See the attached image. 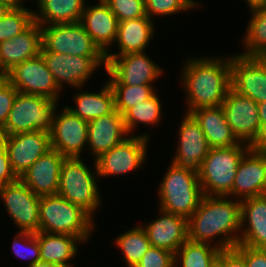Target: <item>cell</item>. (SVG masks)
Listing matches in <instances>:
<instances>
[{"label":"cell","instance_id":"cell-1","mask_svg":"<svg viewBox=\"0 0 266 267\" xmlns=\"http://www.w3.org/2000/svg\"><path fill=\"white\" fill-rule=\"evenodd\" d=\"M187 229L188 240L211 244L219 236L216 247L220 250L235 248L241 232L240 201L203 195L198 208L187 220Z\"/></svg>","mask_w":266,"mask_h":267},{"label":"cell","instance_id":"cell-2","mask_svg":"<svg viewBox=\"0 0 266 267\" xmlns=\"http://www.w3.org/2000/svg\"><path fill=\"white\" fill-rule=\"evenodd\" d=\"M186 61L181 77L189 105L186 113L221 106L231 88L230 58L194 57Z\"/></svg>","mask_w":266,"mask_h":267},{"label":"cell","instance_id":"cell-3","mask_svg":"<svg viewBox=\"0 0 266 267\" xmlns=\"http://www.w3.org/2000/svg\"><path fill=\"white\" fill-rule=\"evenodd\" d=\"M92 218L82 207L58 194L40 196V232L73 235L85 242L95 229Z\"/></svg>","mask_w":266,"mask_h":267},{"label":"cell","instance_id":"cell-4","mask_svg":"<svg viewBox=\"0 0 266 267\" xmlns=\"http://www.w3.org/2000/svg\"><path fill=\"white\" fill-rule=\"evenodd\" d=\"M170 164L158 190L159 209L188 220L203 197L198 174Z\"/></svg>","mask_w":266,"mask_h":267},{"label":"cell","instance_id":"cell-5","mask_svg":"<svg viewBox=\"0 0 266 267\" xmlns=\"http://www.w3.org/2000/svg\"><path fill=\"white\" fill-rule=\"evenodd\" d=\"M249 149L246 143L211 148L198 174L203 195L227 196L232 190L238 164Z\"/></svg>","mask_w":266,"mask_h":267},{"label":"cell","instance_id":"cell-6","mask_svg":"<svg viewBox=\"0 0 266 267\" xmlns=\"http://www.w3.org/2000/svg\"><path fill=\"white\" fill-rule=\"evenodd\" d=\"M94 165L95 173L84 164L81 158H65L60 169V184L57 193L71 203L82 207L92 217L101 203V195L96 184L99 177L96 162Z\"/></svg>","mask_w":266,"mask_h":267},{"label":"cell","instance_id":"cell-7","mask_svg":"<svg viewBox=\"0 0 266 267\" xmlns=\"http://www.w3.org/2000/svg\"><path fill=\"white\" fill-rule=\"evenodd\" d=\"M58 101L18 92L3 126L9 135L45 131L50 133Z\"/></svg>","mask_w":266,"mask_h":267},{"label":"cell","instance_id":"cell-8","mask_svg":"<svg viewBox=\"0 0 266 267\" xmlns=\"http://www.w3.org/2000/svg\"><path fill=\"white\" fill-rule=\"evenodd\" d=\"M42 49L73 56L105 57L80 22L41 26Z\"/></svg>","mask_w":266,"mask_h":267},{"label":"cell","instance_id":"cell-9","mask_svg":"<svg viewBox=\"0 0 266 267\" xmlns=\"http://www.w3.org/2000/svg\"><path fill=\"white\" fill-rule=\"evenodd\" d=\"M149 134L127 137L108 152L103 153L94 162L99 177L128 174L145 163Z\"/></svg>","mask_w":266,"mask_h":267},{"label":"cell","instance_id":"cell-10","mask_svg":"<svg viewBox=\"0 0 266 267\" xmlns=\"http://www.w3.org/2000/svg\"><path fill=\"white\" fill-rule=\"evenodd\" d=\"M41 55L60 90L63 89V82L81 89L101 64L106 70L105 57L73 56L50 51H41Z\"/></svg>","mask_w":266,"mask_h":267},{"label":"cell","instance_id":"cell-11","mask_svg":"<svg viewBox=\"0 0 266 267\" xmlns=\"http://www.w3.org/2000/svg\"><path fill=\"white\" fill-rule=\"evenodd\" d=\"M7 80L18 92L58 101L61 94L42 55L16 64L7 72Z\"/></svg>","mask_w":266,"mask_h":267},{"label":"cell","instance_id":"cell-12","mask_svg":"<svg viewBox=\"0 0 266 267\" xmlns=\"http://www.w3.org/2000/svg\"><path fill=\"white\" fill-rule=\"evenodd\" d=\"M106 59L109 85H145L161 77L162 69L145 52L129 53Z\"/></svg>","mask_w":266,"mask_h":267},{"label":"cell","instance_id":"cell-13","mask_svg":"<svg viewBox=\"0 0 266 267\" xmlns=\"http://www.w3.org/2000/svg\"><path fill=\"white\" fill-rule=\"evenodd\" d=\"M0 198L20 231L39 232L40 196L18 179L1 188Z\"/></svg>","mask_w":266,"mask_h":267},{"label":"cell","instance_id":"cell-14","mask_svg":"<svg viewBox=\"0 0 266 267\" xmlns=\"http://www.w3.org/2000/svg\"><path fill=\"white\" fill-rule=\"evenodd\" d=\"M61 113H54L50 132L51 149L65 158H81L87 146L88 122L73 114L67 106Z\"/></svg>","mask_w":266,"mask_h":267},{"label":"cell","instance_id":"cell-15","mask_svg":"<svg viewBox=\"0 0 266 267\" xmlns=\"http://www.w3.org/2000/svg\"><path fill=\"white\" fill-rule=\"evenodd\" d=\"M231 88L256 103L266 102V60L236 54L230 57Z\"/></svg>","mask_w":266,"mask_h":267},{"label":"cell","instance_id":"cell-16","mask_svg":"<svg viewBox=\"0 0 266 267\" xmlns=\"http://www.w3.org/2000/svg\"><path fill=\"white\" fill-rule=\"evenodd\" d=\"M221 106L234 135L250 145L260 129L258 103L230 88Z\"/></svg>","mask_w":266,"mask_h":267},{"label":"cell","instance_id":"cell-17","mask_svg":"<svg viewBox=\"0 0 266 267\" xmlns=\"http://www.w3.org/2000/svg\"><path fill=\"white\" fill-rule=\"evenodd\" d=\"M179 143L173 161L177 167L199 174L201 164L211 147L204 132L195 119L188 113L179 127Z\"/></svg>","mask_w":266,"mask_h":267},{"label":"cell","instance_id":"cell-18","mask_svg":"<svg viewBox=\"0 0 266 267\" xmlns=\"http://www.w3.org/2000/svg\"><path fill=\"white\" fill-rule=\"evenodd\" d=\"M50 149V133L37 130L9 135L6 151L13 172L20 178Z\"/></svg>","mask_w":266,"mask_h":267},{"label":"cell","instance_id":"cell-19","mask_svg":"<svg viewBox=\"0 0 266 267\" xmlns=\"http://www.w3.org/2000/svg\"><path fill=\"white\" fill-rule=\"evenodd\" d=\"M266 194V154L249 149L241 158L231 192L226 196L242 201ZM230 195V196H229Z\"/></svg>","mask_w":266,"mask_h":267},{"label":"cell","instance_id":"cell-20","mask_svg":"<svg viewBox=\"0 0 266 267\" xmlns=\"http://www.w3.org/2000/svg\"><path fill=\"white\" fill-rule=\"evenodd\" d=\"M65 157L50 149L19 178L36 195H55L60 184V169Z\"/></svg>","mask_w":266,"mask_h":267},{"label":"cell","instance_id":"cell-21","mask_svg":"<svg viewBox=\"0 0 266 267\" xmlns=\"http://www.w3.org/2000/svg\"><path fill=\"white\" fill-rule=\"evenodd\" d=\"M98 1L95 6H85L80 23L93 42L106 54L108 47L116 41L119 21L103 0Z\"/></svg>","mask_w":266,"mask_h":267},{"label":"cell","instance_id":"cell-22","mask_svg":"<svg viewBox=\"0 0 266 267\" xmlns=\"http://www.w3.org/2000/svg\"><path fill=\"white\" fill-rule=\"evenodd\" d=\"M127 136L123 115L116 109L108 115L88 121L87 146L95 160L121 143Z\"/></svg>","mask_w":266,"mask_h":267},{"label":"cell","instance_id":"cell-23","mask_svg":"<svg viewBox=\"0 0 266 267\" xmlns=\"http://www.w3.org/2000/svg\"><path fill=\"white\" fill-rule=\"evenodd\" d=\"M41 49V25L34 21L22 33L0 42V65L7 73L16 64L39 56Z\"/></svg>","mask_w":266,"mask_h":267},{"label":"cell","instance_id":"cell-24","mask_svg":"<svg viewBox=\"0 0 266 267\" xmlns=\"http://www.w3.org/2000/svg\"><path fill=\"white\" fill-rule=\"evenodd\" d=\"M159 211L161 216L142 227L147 233L151 246L163 248L175 254L188 239L187 219L161 209Z\"/></svg>","mask_w":266,"mask_h":267},{"label":"cell","instance_id":"cell-25","mask_svg":"<svg viewBox=\"0 0 266 267\" xmlns=\"http://www.w3.org/2000/svg\"><path fill=\"white\" fill-rule=\"evenodd\" d=\"M240 203L241 232L238 244L266 249V194L244 199Z\"/></svg>","mask_w":266,"mask_h":267},{"label":"cell","instance_id":"cell-26","mask_svg":"<svg viewBox=\"0 0 266 267\" xmlns=\"http://www.w3.org/2000/svg\"><path fill=\"white\" fill-rule=\"evenodd\" d=\"M189 114L201 127L211 148L232 147L242 143L227 123L222 106L201 107Z\"/></svg>","mask_w":266,"mask_h":267},{"label":"cell","instance_id":"cell-27","mask_svg":"<svg viewBox=\"0 0 266 267\" xmlns=\"http://www.w3.org/2000/svg\"><path fill=\"white\" fill-rule=\"evenodd\" d=\"M153 22L148 16L119 22L116 38L119 49L118 54L108 51L105 54V58L145 52V48H147L146 46L150 43L155 32Z\"/></svg>","mask_w":266,"mask_h":267},{"label":"cell","instance_id":"cell-28","mask_svg":"<svg viewBox=\"0 0 266 267\" xmlns=\"http://www.w3.org/2000/svg\"><path fill=\"white\" fill-rule=\"evenodd\" d=\"M40 247V259L61 267H70L68 261L78 253L77 243L83 241L76 236L66 234L35 233Z\"/></svg>","mask_w":266,"mask_h":267},{"label":"cell","instance_id":"cell-29","mask_svg":"<svg viewBox=\"0 0 266 267\" xmlns=\"http://www.w3.org/2000/svg\"><path fill=\"white\" fill-rule=\"evenodd\" d=\"M34 21L41 26L80 22L85 8L84 0H38ZM37 12V13H36Z\"/></svg>","mask_w":266,"mask_h":267},{"label":"cell","instance_id":"cell-30","mask_svg":"<svg viewBox=\"0 0 266 267\" xmlns=\"http://www.w3.org/2000/svg\"><path fill=\"white\" fill-rule=\"evenodd\" d=\"M74 97L77 107L69 106L67 109L87 122L108 115L115 110L114 93L108 81L99 93L80 91Z\"/></svg>","mask_w":266,"mask_h":267},{"label":"cell","instance_id":"cell-31","mask_svg":"<svg viewBox=\"0 0 266 267\" xmlns=\"http://www.w3.org/2000/svg\"><path fill=\"white\" fill-rule=\"evenodd\" d=\"M220 251L215 245L187 239L175 253L174 265L175 267L177 265H181V267H210L218 258Z\"/></svg>","mask_w":266,"mask_h":267},{"label":"cell","instance_id":"cell-32","mask_svg":"<svg viewBox=\"0 0 266 267\" xmlns=\"http://www.w3.org/2000/svg\"><path fill=\"white\" fill-rule=\"evenodd\" d=\"M250 10L252 16L243 39L245 50L239 54L247 57H263L266 55V12L259 7Z\"/></svg>","mask_w":266,"mask_h":267},{"label":"cell","instance_id":"cell-33","mask_svg":"<svg viewBox=\"0 0 266 267\" xmlns=\"http://www.w3.org/2000/svg\"><path fill=\"white\" fill-rule=\"evenodd\" d=\"M116 246L123 252L126 266L135 267L151 247L147 233L142 225L135 226L117 236Z\"/></svg>","mask_w":266,"mask_h":267},{"label":"cell","instance_id":"cell-34","mask_svg":"<svg viewBox=\"0 0 266 267\" xmlns=\"http://www.w3.org/2000/svg\"><path fill=\"white\" fill-rule=\"evenodd\" d=\"M161 102L157 94L155 93L152 97L147 100L140 102L133 108L129 109L124 115V125L128 135L130 136L137 124H147L154 126L160 123L161 120Z\"/></svg>","mask_w":266,"mask_h":267},{"label":"cell","instance_id":"cell-35","mask_svg":"<svg viewBox=\"0 0 266 267\" xmlns=\"http://www.w3.org/2000/svg\"><path fill=\"white\" fill-rule=\"evenodd\" d=\"M114 93L115 109L124 115L129 109L155 94L151 84L145 85H110Z\"/></svg>","mask_w":266,"mask_h":267},{"label":"cell","instance_id":"cell-36","mask_svg":"<svg viewBox=\"0 0 266 267\" xmlns=\"http://www.w3.org/2000/svg\"><path fill=\"white\" fill-rule=\"evenodd\" d=\"M34 22V11L27 7L11 9L0 19V42L12 39Z\"/></svg>","mask_w":266,"mask_h":267},{"label":"cell","instance_id":"cell-37","mask_svg":"<svg viewBox=\"0 0 266 267\" xmlns=\"http://www.w3.org/2000/svg\"><path fill=\"white\" fill-rule=\"evenodd\" d=\"M199 7L195 0H145L146 15L151 19L153 14L172 15L181 11Z\"/></svg>","mask_w":266,"mask_h":267},{"label":"cell","instance_id":"cell-38","mask_svg":"<svg viewBox=\"0 0 266 267\" xmlns=\"http://www.w3.org/2000/svg\"><path fill=\"white\" fill-rule=\"evenodd\" d=\"M12 249L17 257L31 258L28 265L41 261L39 242L35 233L20 231L13 239Z\"/></svg>","mask_w":266,"mask_h":267},{"label":"cell","instance_id":"cell-39","mask_svg":"<svg viewBox=\"0 0 266 267\" xmlns=\"http://www.w3.org/2000/svg\"><path fill=\"white\" fill-rule=\"evenodd\" d=\"M119 22L147 16L145 0H103Z\"/></svg>","mask_w":266,"mask_h":267},{"label":"cell","instance_id":"cell-40","mask_svg":"<svg viewBox=\"0 0 266 267\" xmlns=\"http://www.w3.org/2000/svg\"><path fill=\"white\" fill-rule=\"evenodd\" d=\"M174 260L171 251L151 246L135 267H175Z\"/></svg>","mask_w":266,"mask_h":267},{"label":"cell","instance_id":"cell-41","mask_svg":"<svg viewBox=\"0 0 266 267\" xmlns=\"http://www.w3.org/2000/svg\"><path fill=\"white\" fill-rule=\"evenodd\" d=\"M18 90L7 80L0 82V126H4Z\"/></svg>","mask_w":266,"mask_h":267},{"label":"cell","instance_id":"cell-42","mask_svg":"<svg viewBox=\"0 0 266 267\" xmlns=\"http://www.w3.org/2000/svg\"><path fill=\"white\" fill-rule=\"evenodd\" d=\"M234 249L245 259L247 267H266V249L240 244Z\"/></svg>","mask_w":266,"mask_h":267},{"label":"cell","instance_id":"cell-43","mask_svg":"<svg viewBox=\"0 0 266 267\" xmlns=\"http://www.w3.org/2000/svg\"><path fill=\"white\" fill-rule=\"evenodd\" d=\"M19 178L13 172L7 151L0 152V190L6 184H11Z\"/></svg>","mask_w":266,"mask_h":267},{"label":"cell","instance_id":"cell-44","mask_svg":"<svg viewBox=\"0 0 266 267\" xmlns=\"http://www.w3.org/2000/svg\"><path fill=\"white\" fill-rule=\"evenodd\" d=\"M223 267H247L245 259L233 248L223 250Z\"/></svg>","mask_w":266,"mask_h":267},{"label":"cell","instance_id":"cell-45","mask_svg":"<svg viewBox=\"0 0 266 267\" xmlns=\"http://www.w3.org/2000/svg\"><path fill=\"white\" fill-rule=\"evenodd\" d=\"M249 147L253 151L266 154V123L260 125L259 132Z\"/></svg>","mask_w":266,"mask_h":267},{"label":"cell","instance_id":"cell-46","mask_svg":"<svg viewBox=\"0 0 266 267\" xmlns=\"http://www.w3.org/2000/svg\"><path fill=\"white\" fill-rule=\"evenodd\" d=\"M8 137V132L3 126H0V152L6 151Z\"/></svg>","mask_w":266,"mask_h":267},{"label":"cell","instance_id":"cell-47","mask_svg":"<svg viewBox=\"0 0 266 267\" xmlns=\"http://www.w3.org/2000/svg\"><path fill=\"white\" fill-rule=\"evenodd\" d=\"M258 112L260 125L266 123V102L258 103Z\"/></svg>","mask_w":266,"mask_h":267},{"label":"cell","instance_id":"cell-48","mask_svg":"<svg viewBox=\"0 0 266 267\" xmlns=\"http://www.w3.org/2000/svg\"><path fill=\"white\" fill-rule=\"evenodd\" d=\"M25 1V0H23ZM0 2L9 5L12 9L24 7L22 6V0H0Z\"/></svg>","mask_w":266,"mask_h":267},{"label":"cell","instance_id":"cell-49","mask_svg":"<svg viewBox=\"0 0 266 267\" xmlns=\"http://www.w3.org/2000/svg\"><path fill=\"white\" fill-rule=\"evenodd\" d=\"M28 267H61V266L50 262L38 261L31 265H28Z\"/></svg>","mask_w":266,"mask_h":267},{"label":"cell","instance_id":"cell-50","mask_svg":"<svg viewBox=\"0 0 266 267\" xmlns=\"http://www.w3.org/2000/svg\"><path fill=\"white\" fill-rule=\"evenodd\" d=\"M12 8L5 4L0 2V19L3 18Z\"/></svg>","mask_w":266,"mask_h":267},{"label":"cell","instance_id":"cell-51","mask_svg":"<svg viewBox=\"0 0 266 267\" xmlns=\"http://www.w3.org/2000/svg\"><path fill=\"white\" fill-rule=\"evenodd\" d=\"M210 267H223V250L220 251L218 258L212 263Z\"/></svg>","mask_w":266,"mask_h":267},{"label":"cell","instance_id":"cell-52","mask_svg":"<svg viewBox=\"0 0 266 267\" xmlns=\"http://www.w3.org/2000/svg\"><path fill=\"white\" fill-rule=\"evenodd\" d=\"M245 1L248 3L250 9L259 7L264 2V0H245Z\"/></svg>","mask_w":266,"mask_h":267},{"label":"cell","instance_id":"cell-53","mask_svg":"<svg viewBox=\"0 0 266 267\" xmlns=\"http://www.w3.org/2000/svg\"><path fill=\"white\" fill-rule=\"evenodd\" d=\"M0 77H7V73L3 70L1 65H0Z\"/></svg>","mask_w":266,"mask_h":267},{"label":"cell","instance_id":"cell-54","mask_svg":"<svg viewBox=\"0 0 266 267\" xmlns=\"http://www.w3.org/2000/svg\"><path fill=\"white\" fill-rule=\"evenodd\" d=\"M259 8H260L262 11H265V12H266V0H264V2L259 6Z\"/></svg>","mask_w":266,"mask_h":267},{"label":"cell","instance_id":"cell-55","mask_svg":"<svg viewBox=\"0 0 266 267\" xmlns=\"http://www.w3.org/2000/svg\"><path fill=\"white\" fill-rule=\"evenodd\" d=\"M7 79V77H0V82Z\"/></svg>","mask_w":266,"mask_h":267}]
</instances>
